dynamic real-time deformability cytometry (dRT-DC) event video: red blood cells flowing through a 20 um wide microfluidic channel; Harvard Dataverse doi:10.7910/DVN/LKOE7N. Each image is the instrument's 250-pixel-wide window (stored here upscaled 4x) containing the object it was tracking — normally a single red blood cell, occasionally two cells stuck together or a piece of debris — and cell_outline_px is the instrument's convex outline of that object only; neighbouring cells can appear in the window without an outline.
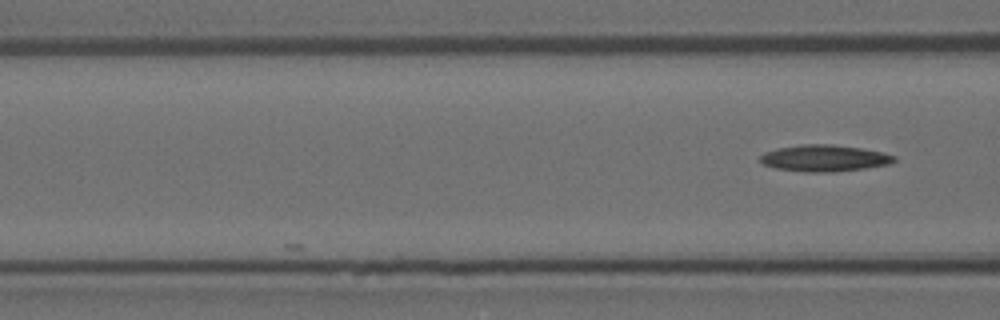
{"species": "Egyptian fruit bat (a non-hibernating species)", "species_latin": "Rousettus aegyptiacus", "temperature_condition": "room temperature", "stored_images_in_passage": 4, "camera_frame_rate_fps": 3000, "um_per_image_px": 0.085, "animal": {"sex": "female"}, "frame": {"image": 1, "passage_image": 4, "time_ms": 1.0, "image_size_px": [1000, 320], "cell_outline_px": [[896, 160], [888, 164], [864, 168], [836, 172], [804, 172], [776, 168], [764, 164], [760, 160], [760, 156], [764, 152], [776, 148], [800, 144], [832, 144], [860, 148], [884, 152], [896, 156]], "centroid_in_image_um": [70.06, 13.44], "position_along_channel_um": 96.5, "area_um2": 20.81}}